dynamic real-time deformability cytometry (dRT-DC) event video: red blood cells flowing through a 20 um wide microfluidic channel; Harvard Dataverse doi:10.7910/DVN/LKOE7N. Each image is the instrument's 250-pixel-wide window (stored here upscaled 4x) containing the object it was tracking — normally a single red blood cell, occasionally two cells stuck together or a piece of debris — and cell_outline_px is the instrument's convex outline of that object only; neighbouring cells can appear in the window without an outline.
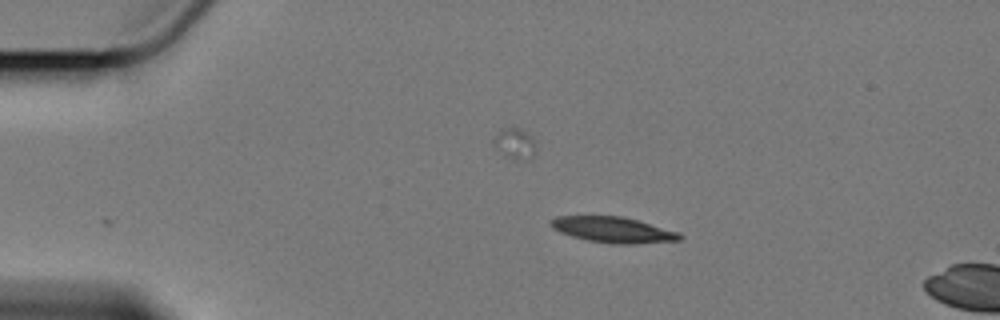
{"species": "Egyptian fruit bat (a non-hibernating species)", "species_latin": "Rousettus aegyptiacus", "temperature_condition": "cold", "stored_images_in_passage": 5, "camera_frame_rate_fps": 3000, "um_per_image_px": 0.085, "animal": {"sex": "female"}, "frame": {"image": 1, "passage_image": 1, "time_ms": 0.0, "image_size_px": [1000, 320], "cell_outline_px": [[684, 236], [680, 240], [632, 244], [612, 244], [588, 240], [572, 236], [560, 232], [552, 228], [552, 220], [556, 216], [624, 216], [680, 232]], "centroid_in_image_um": [52.17, 19.53], "position_along_channel_um": 32.8, "area_um2": 19.31}}